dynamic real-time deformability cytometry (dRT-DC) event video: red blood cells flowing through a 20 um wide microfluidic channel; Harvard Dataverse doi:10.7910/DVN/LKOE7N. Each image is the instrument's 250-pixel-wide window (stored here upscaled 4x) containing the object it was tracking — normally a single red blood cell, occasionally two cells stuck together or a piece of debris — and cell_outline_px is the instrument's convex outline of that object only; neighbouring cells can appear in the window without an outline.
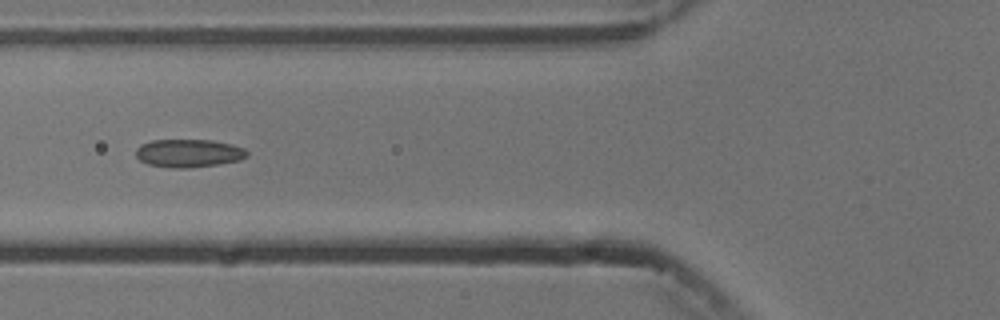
{"species": "common noctule bat (a hibernating species)", "species_latin": "Nyctalus noctula", "temperature_condition": "cold", "stored_images_in_passage": 7, "camera_frame_rate_fps": 3000, "um_per_image_px": 0.085, "animal": {"sex": "male", "body_mass_g": 13.3}, "frame": {"image": 1, "passage_image": 5, "time_ms": 5.333, "image_size_px": [1000, 320], "cell_outline_px": [[248, 156], [240, 160], [216, 164], [188, 168], [172, 168], [148, 164], [140, 160], [136, 156], [136, 148], [140, 144], [152, 140], [212, 140], [232, 144], [244, 148], [248, 152]], "centroid_in_image_um": [16.03, 13.01], "position_along_channel_um": 109.8, "area_um2": 18.21}}
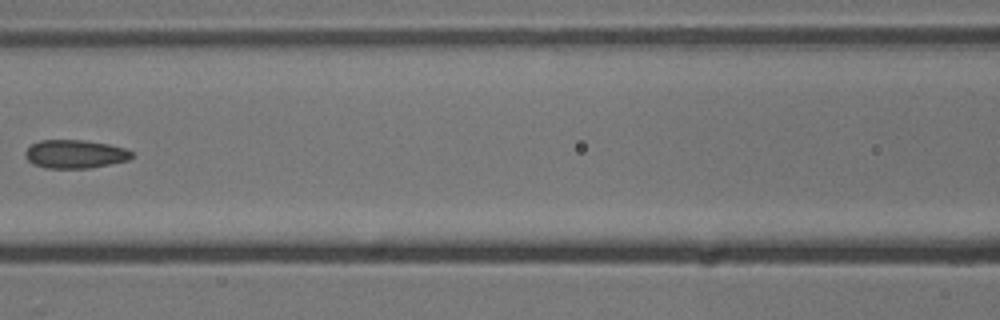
{"frame": {"image": 2, "passage_image": 6, "time_ms": 6.667, "image_size_px": [1000, 320], "cell_outline_px": [[132, 156], [128, 160], [88, 168], [44, 168], [32, 164], [24, 156], [24, 152], [32, 144], [40, 140], [84, 140], [108, 144], [124, 148], [132, 152]], "centroid_in_image_um": [6.33, 13.09], "position_along_channel_um": 160.3, "area_um2": 17.57}}
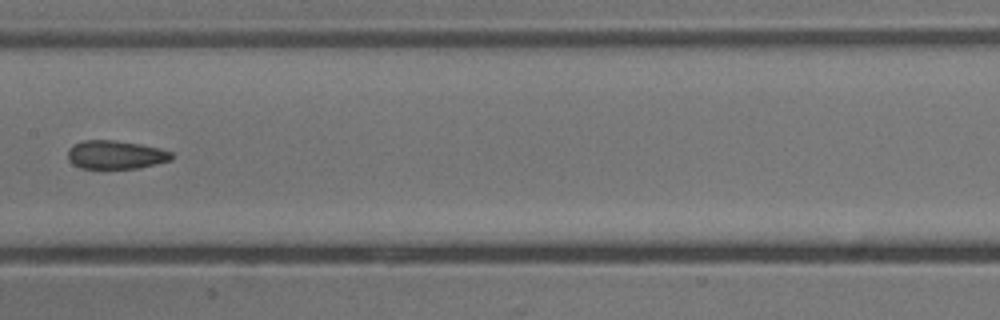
{"frame": {"image": 3, "passage_image": 7, "time_ms": 7.667, "image_size_px": [1000, 320], "cell_outline_px": [[172, 160], [140, 168], [80, 168], [72, 164], [68, 160], [68, 148], [72, 144], [84, 140], [116, 140], [140, 144], [160, 148], [172, 152]], "centroid_in_image_um": [9.81, 13.15], "position_along_channel_um": 197.6, "area_um2": 17.4}}